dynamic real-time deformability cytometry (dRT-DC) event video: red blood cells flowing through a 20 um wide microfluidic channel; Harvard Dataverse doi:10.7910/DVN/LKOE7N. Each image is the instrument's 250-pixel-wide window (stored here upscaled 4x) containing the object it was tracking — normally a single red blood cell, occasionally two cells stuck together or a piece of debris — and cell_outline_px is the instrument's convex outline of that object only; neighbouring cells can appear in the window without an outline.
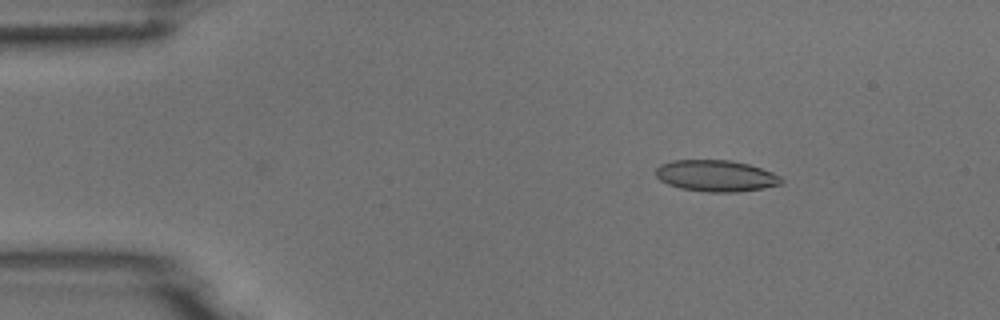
{"species": "common noctule bat (a hibernating species)", "species_latin": "Nyctalus noctula", "temperature_condition": "room temperature", "stored_images_in_passage": 3, "camera_frame_rate_fps": 3000, "um_per_image_px": 0.085, "animal": {"sex": "male", "body_mass_g": 18.8}, "frame": {"image": 1, "passage_image": 1, "time_ms": 0.0, "image_size_px": [1000, 320], "cell_outline_px": [[784, 180], [780, 184], [764, 188], [736, 192], [708, 192], [680, 188], [668, 184], [660, 180], [656, 176], [656, 168], [660, 164], [672, 160], [732, 160], [748, 164], [772, 172], [780, 176]], "centroid_in_image_um": [60.85, 14.94], "position_along_channel_um": 24.2, "area_um2": 23.0}}